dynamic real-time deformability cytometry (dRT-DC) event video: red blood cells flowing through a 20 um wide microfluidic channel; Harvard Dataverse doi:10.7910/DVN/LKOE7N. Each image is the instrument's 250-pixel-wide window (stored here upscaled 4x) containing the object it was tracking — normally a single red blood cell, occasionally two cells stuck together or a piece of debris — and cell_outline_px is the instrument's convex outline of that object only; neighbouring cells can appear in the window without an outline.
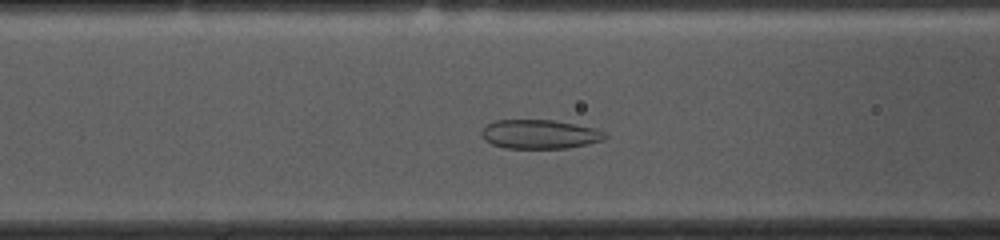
{"species": "common noctule bat (a hibernating species)", "species_latin": "Nyctalus noctula", "temperature_condition": "cold", "stored_images_in_passage": 33, "camera_frame_rate_fps": 3000, "um_per_image_px": 0.085, "animal": {"sex": "female", "body_mass_g": 10.0, "forearm_length_mm": 53.1}, "frame": {"image": 1, "passage_image": 11, "time_ms": 3.333, "image_size_px": [1000, 240], "cell_outline_px": [[608, 136], [604, 140], [588, 144], [568, 148], [504, 148], [492, 144], [484, 140], [480, 132], [488, 124], [496, 120], [552, 120], [576, 124], [596, 128], [604, 132]], "centroid_in_image_um": [45.9, 11.41], "position_along_channel_um": 120.7, "area_um2": 20.98}}
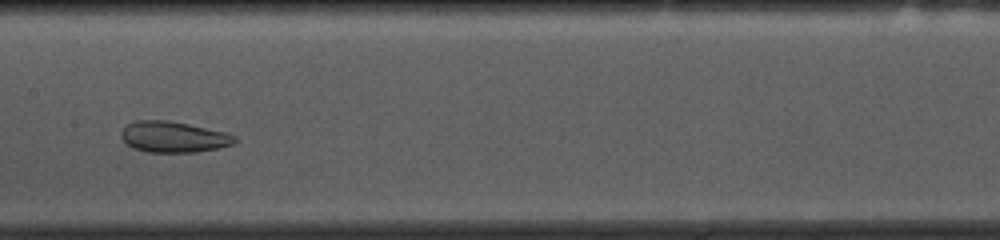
{"frame": {"image": 2, "passage_image": 17, "time_ms": 5.333, "image_size_px": [1000, 240], "cell_outline_px": [[240, 140], [232, 144], [216, 148], [196, 152], [148, 152], [132, 148], [120, 136], [120, 132], [128, 124], [136, 120], [168, 120], [228, 132], [236, 136]], "centroid_in_image_um": [14.77, 11.63], "position_along_channel_um": 192.6, "area_um2": 20.58}}
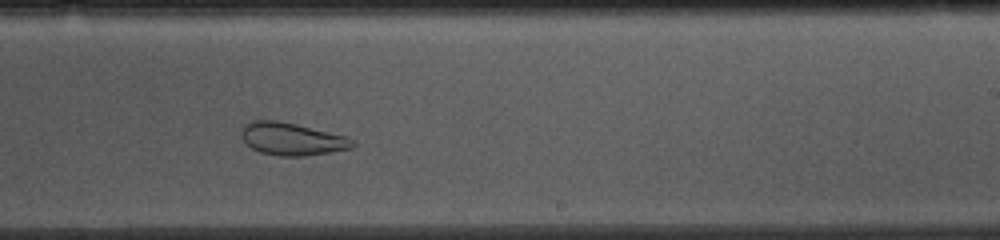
{"frame": {"image": 3, "passage_image": 23, "time_ms": 7.333, "image_size_px": [1000, 240], "cell_outline_px": [[356, 144], [352, 148], [332, 152], [304, 156], [280, 156], [260, 152], [252, 148], [240, 136], [240, 132], [244, 124], [252, 120], [276, 120], [296, 124], [348, 136], [356, 140]], "centroid_in_image_um": [24.84, 11.81], "position_along_channel_um": 264.2, "area_um2": 21.33}, "authors_computed_cell_mechanics": {"area_um2": 21.964, "velocity_mm_per_s": 3.5883, "shape_relaxation_time_tau1_ms": null, "shape_relaxation_time_tau2_ms": 1.3551, "deformation_change_tau1": null, "deformation_change_tau2": 0.0743}}